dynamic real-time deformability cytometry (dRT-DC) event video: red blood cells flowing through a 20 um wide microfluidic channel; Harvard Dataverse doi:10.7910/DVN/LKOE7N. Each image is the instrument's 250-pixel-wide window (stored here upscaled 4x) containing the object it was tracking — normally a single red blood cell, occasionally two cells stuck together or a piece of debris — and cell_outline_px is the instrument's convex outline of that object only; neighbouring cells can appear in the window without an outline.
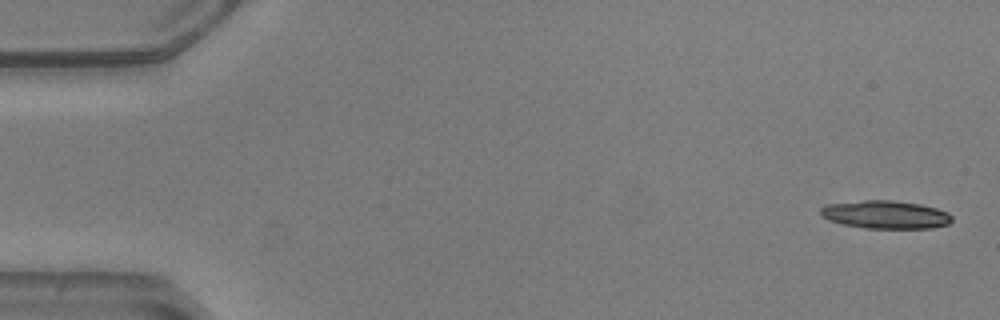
{"species": "common noctule bat (a hibernating species)", "species_latin": "Nyctalus noctula", "temperature_condition": "warm", "stored_images_in_passage": 51, "camera_frame_rate_fps": 3000, "um_per_image_px": 0.085, "animal": {"sex": "male", "body_mass_g": 20.5, "forearm_length_mm": 52.5}, "frame": {"image": 1, "passage_image": 1, "time_ms": 0.0, "image_size_px": [1000, 320], "cell_outline_px": [[952, 220], [948, 224], [932, 228], [864, 228], [840, 224], [828, 220], [820, 216], [820, 208], [824, 204], [864, 200], [892, 200], [920, 204], [936, 208], [948, 212], [952, 216]], "centroid_in_image_um": [75.22, 18.24], "position_along_channel_um": 9.8, "area_um2": 21.73}}
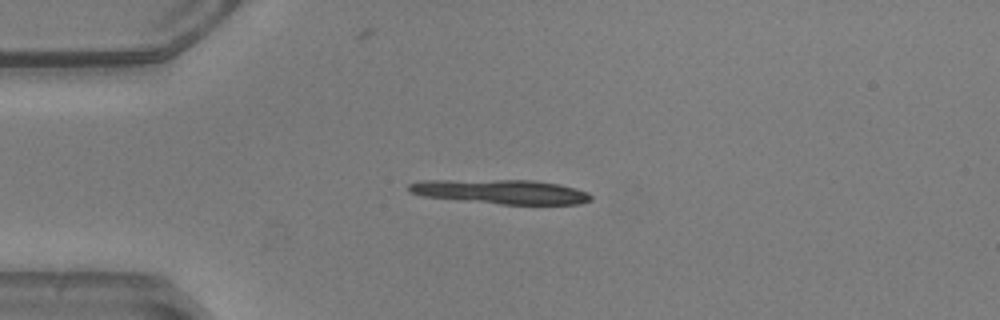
{"frame": {"image": 2, "passage_image": 12, "time_ms": 3.667, "image_size_px": [1000, 320], "cell_outline_px": [[592, 200], [580, 204], [500, 204], [420, 196], [408, 192], [408, 184], [420, 180], [532, 180], [560, 184], [576, 188], [588, 192], [592, 196]], "centroid_in_image_um": [42.57, 16.29], "position_along_channel_um": 42.4, "area_um2": 26.01}}